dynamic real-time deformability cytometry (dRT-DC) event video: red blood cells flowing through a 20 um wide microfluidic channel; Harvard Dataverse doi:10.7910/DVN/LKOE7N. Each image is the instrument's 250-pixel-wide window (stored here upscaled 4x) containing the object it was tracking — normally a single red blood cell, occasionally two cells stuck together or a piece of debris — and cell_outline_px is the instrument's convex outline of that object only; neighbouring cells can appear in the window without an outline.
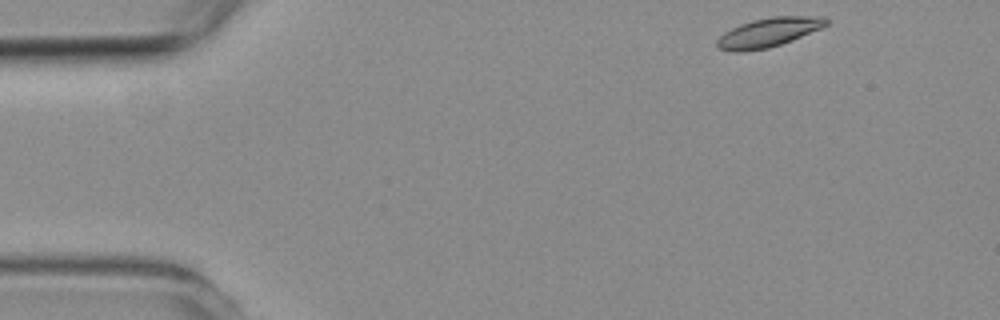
{"species": "common noctule bat (a hibernating species)", "species_latin": "Nyctalus noctula", "temperature_condition": "room temperature", "stored_images_in_passage": 6, "camera_frame_rate_fps": 3000, "um_per_image_px": 0.085, "animal": {"sex": "female", "body_mass_g": 19.3, "forearm_length_mm": 54.1}, "frame": {"image": 1, "passage_image": 1, "time_ms": 0.0, "image_size_px": [1000, 320], "cell_outline_px": [[828, 24], [820, 28], [792, 40], [768, 48], [740, 52], [732, 52], [716, 48], [716, 40], [724, 32], [740, 24], [752, 20], [772, 16], [824, 16], [828, 20]], "centroid_in_image_um": [65.29, 2.75], "position_along_channel_um": 19.7, "area_um2": 18.55}}
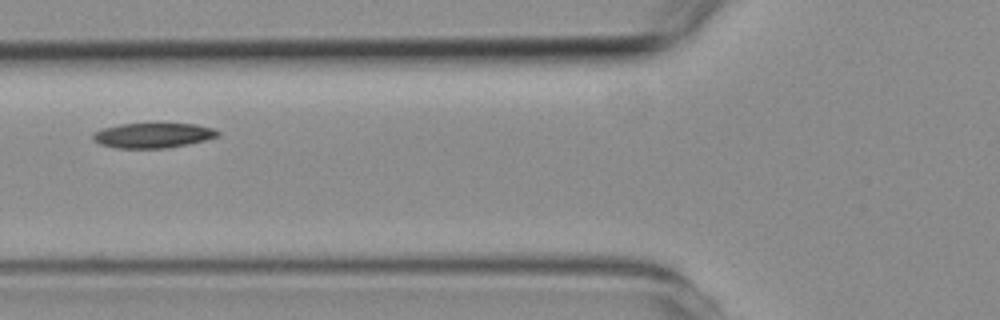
{"frame": {"image": 2, "passage_image": 5, "time_ms": 4.667, "image_size_px": [1000, 320], "cell_outline_px": [[220, 136], [188, 144], [168, 148], [116, 148], [100, 144], [92, 136], [92, 132], [104, 128], [120, 124], [196, 124], [212, 128], [220, 132]], "centroid_in_image_um": [13.01, 11.51], "position_along_channel_um": 112.8, "area_um2": 18.03}}
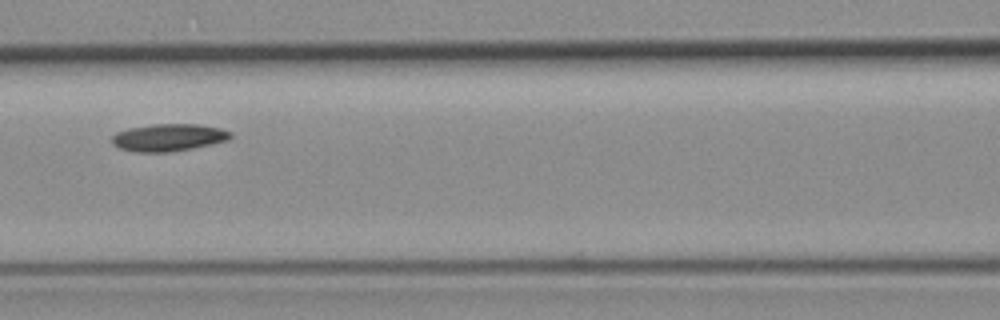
{"frame": {"image": 3, "passage_image": 6, "time_ms": 5.667, "image_size_px": [1000, 320], "cell_outline_px": [[232, 136], [228, 140], [192, 148], [168, 152], [136, 152], [120, 148], [112, 144], [112, 136], [116, 132], [128, 128], [152, 124], [196, 124], [220, 128], [232, 132]], "centroid_in_image_um": [14.31, 11.68], "position_along_channel_um": 152.3, "area_um2": 18.84}}